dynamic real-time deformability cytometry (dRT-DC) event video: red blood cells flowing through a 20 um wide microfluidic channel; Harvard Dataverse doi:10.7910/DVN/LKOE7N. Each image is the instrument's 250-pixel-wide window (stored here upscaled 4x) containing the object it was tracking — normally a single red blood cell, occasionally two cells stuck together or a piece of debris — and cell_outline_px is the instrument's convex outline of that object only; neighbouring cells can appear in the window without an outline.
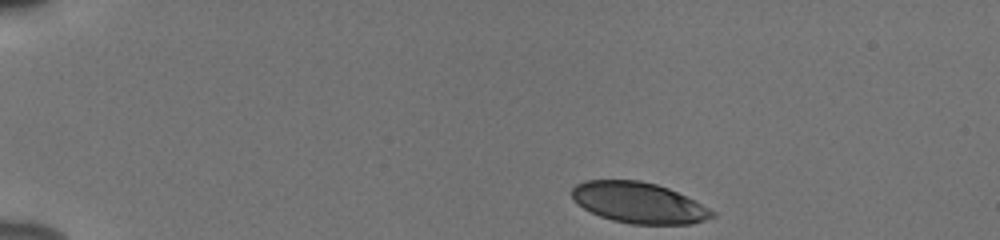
{"species": "human", "species_latin": "Homo sapiens", "temperature_condition": "cold", "stored_images_in_passage": 45, "camera_frame_rate_fps": 3000, "um_per_image_px": 0.085, "donor": {"sex": "male"}, "frame": {"image": 1, "passage_image": 1, "time_ms": 0.0, "image_size_px": [1000, 240], "cell_outline_px": [[716, 216], [692, 224], [632, 224], [612, 220], [600, 216], [584, 208], [572, 200], [572, 188], [576, 184], [584, 180], [640, 180], [656, 184], [668, 188], [716, 212]], "centroid_in_image_um": [54.26, 17.23], "position_along_channel_um": 30.7, "area_um2": 33.18}}
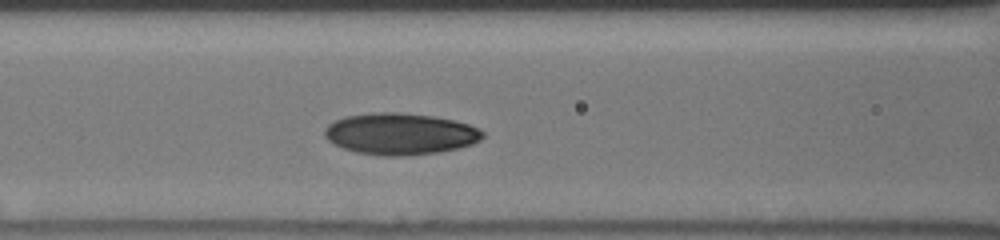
{"frame": {"image": 2, "passage_image": 16, "time_ms": 5.0, "image_size_px": [1000, 240], "cell_outline_px": [[484, 136], [480, 140], [472, 144], [460, 148], [440, 152], [404, 156], [384, 156], [356, 152], [344, 148], [328, 140], [324, 136], [324, 128], [328, 124], [336, 120], [348, 116], [376, 112], [400, 112], [432, 116], [452, 120], [468, 124], [480, 128], [484, 132]], "centroid_in_image_um": [34.04, 11.38], "position_along_channel_um": 132.6, "area_um2": 38.32}}
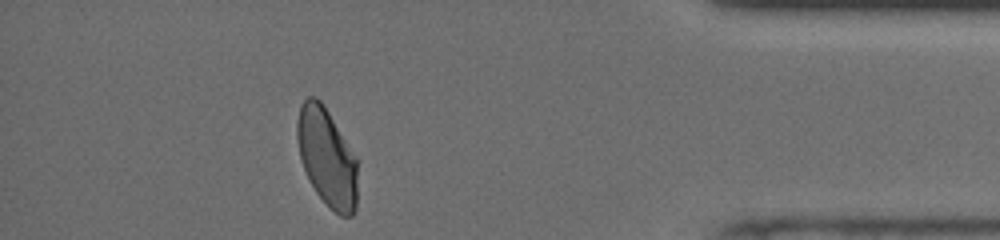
{"frame": {"image": 3, "passage_image": 40, "time_ms": 13.0, "image_size_px": [1000, 240], "cell_outline_px": [[356, 212], [352, 216], [340, 216], [316, 192], [304, 168], [300, 156], [296, 140], [296, 124], [300, 104], [308, 96], [316, 96], [324, 104], [356, 156]], "centroid_in_image_um": [27.78, 13.31], "position_along_channel_um": 407.4, "area_um2": 34.39}, "authors_computed_cell_mechanics": {"area_um2": 35.836, "velocity_mm_per_s": 3.8442, "shape_relaxation_time_tau1_ms": 4.054, "shape_relaxation_time_tau2_ms": 1.8892, "deformation_change_tau1": 0.1266, "deformation_change_tau2": 0.0579}}